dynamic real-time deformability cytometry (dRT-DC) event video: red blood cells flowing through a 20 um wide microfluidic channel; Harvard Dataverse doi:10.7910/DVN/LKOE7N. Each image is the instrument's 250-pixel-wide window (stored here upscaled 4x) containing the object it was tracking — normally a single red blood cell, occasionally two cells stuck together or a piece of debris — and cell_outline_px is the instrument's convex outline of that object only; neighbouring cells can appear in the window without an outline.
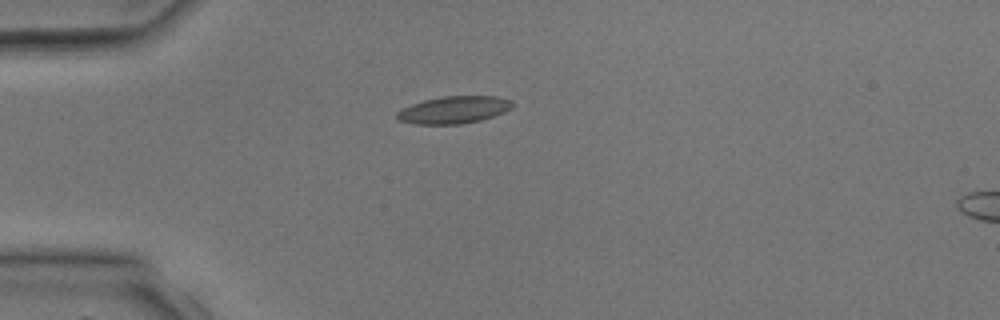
{"species": "common noctule bat (a hibernating species)", "species_latin": "Nyctalus noctula", "temperature_condition": "room temperature", "stored_images_in_passage": 3, "camera_frame_rate_fps": 3000, "um_per_image_px": 0.085, "animal": {"sex": "male", "body_mass_g": 17.9, "forearm_length_mm": 54.2}, "frame": {"image": 1, "passage_image": 3, "time_ms": 2.333, "image_size_px": [1000, 320], "cell_outline_px": [[516, 104], [512, 108], [504, 112], [480, 120], [460, 124], [412, 124], [396, 120], [396, 112], [412, 104], [424, 100], [444, 96], [496, 96], [512, 100]], "centroid_in_image_um": [38.58, 9.33], "position_along_channel_um": 46.4, "area_um2": 18.44}}